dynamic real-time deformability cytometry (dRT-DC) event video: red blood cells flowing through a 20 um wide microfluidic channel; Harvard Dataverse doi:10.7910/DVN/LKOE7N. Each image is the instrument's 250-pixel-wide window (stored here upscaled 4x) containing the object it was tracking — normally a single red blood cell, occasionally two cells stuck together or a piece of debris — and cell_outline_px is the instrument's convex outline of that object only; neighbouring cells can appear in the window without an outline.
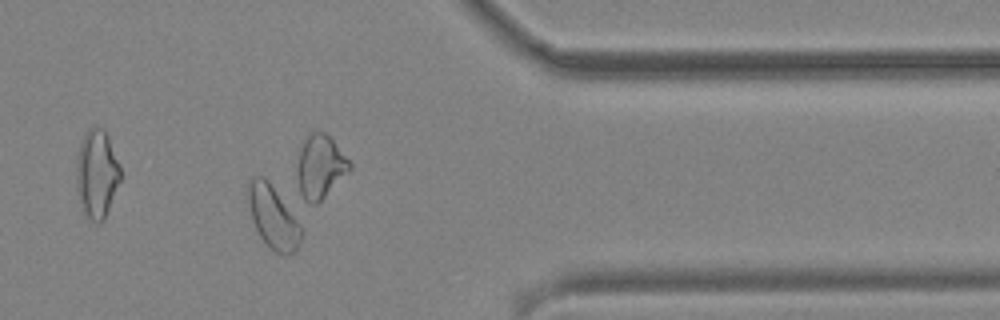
{"species": "common noctule bat (a hibernating species)", "species_latin": "Nyctalus noctula", "temperature_condition": "cold", "stored_images_in_passage": 49, "camera_frame_rate_fps": 3000, "um_per_image_px": 0.085, "animal": {"sex": "male", "body_mass_g": 19.2, "forearm_length_mm": 51.8}, "frame": {"image": 1, "passage_image": 42, "time_ms": 13.667, "image_size_px": [1000, 320], "cell_outline_px": [[304, 232], [300, 244], [288, 256], [284, 256], [276, 252], [260, 236], [252, 220], [248, 200], [248, 180], [252, 176], [264, 176], [268, 180], [304, 228]], "centroid_in_image_um": [23.24, 18.45], "position_along_channel_um": 388.2, "area_um2": 19.48}}